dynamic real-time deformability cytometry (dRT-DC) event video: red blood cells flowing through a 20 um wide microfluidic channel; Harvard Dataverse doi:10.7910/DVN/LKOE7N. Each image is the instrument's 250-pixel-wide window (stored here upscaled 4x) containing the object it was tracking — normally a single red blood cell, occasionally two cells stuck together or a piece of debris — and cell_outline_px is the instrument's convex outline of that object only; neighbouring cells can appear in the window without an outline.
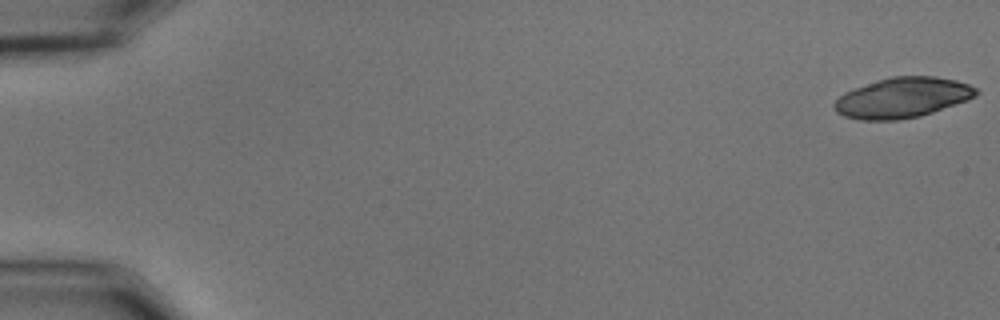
{"species": "common noctule bat (a hibernating species)", "species_latin": "Nyctalus noctula", "temperature_condition": "cold", "stored_images_in_passage": 55, "camera_frame_rate_fps": 3000, "um_per_image_px": 0.085, "animal": {"sex": "male", "body_mass_g": 15.6}, "frame": {"image": 1, "passage_image": 1, "time_ms": 0.0, "image_size_px": [1000, 320], "cell_outline_px": [[980, 92], [976, 96], [932, 112], [920, 116], [896, 120], [860, 120], [844, 116], [836, 112], [832, 104], [844, 92], [892, 76], [936, 76], [956, 80], [968, 84], [976, 88]], "centroid_in_image_um": [76.7, 8.3], "position_along_channel_um": 8.3, "area_um2": 32.95}}